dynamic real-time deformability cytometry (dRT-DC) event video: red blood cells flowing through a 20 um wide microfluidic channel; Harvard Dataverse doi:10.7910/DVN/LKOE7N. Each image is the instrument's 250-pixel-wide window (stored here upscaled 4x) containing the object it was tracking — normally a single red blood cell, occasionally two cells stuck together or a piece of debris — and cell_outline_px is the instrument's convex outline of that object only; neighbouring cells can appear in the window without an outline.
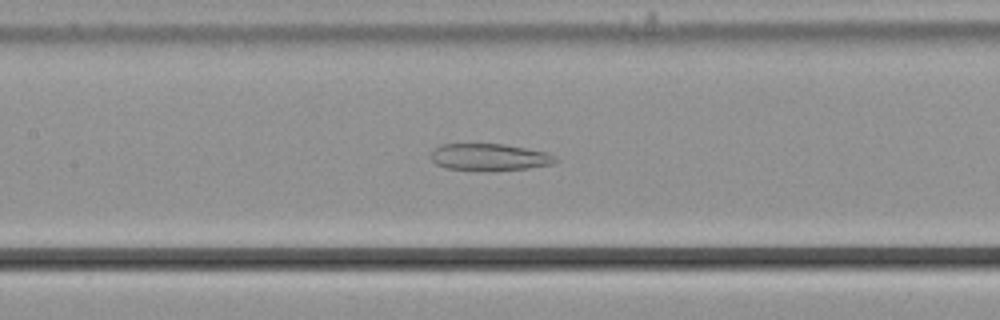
{"species": "common noctule bat (a hibernating species)", "species_latin": "Nyctalus noctula", "temperature_condition": "cold", "stored_images_in_passage": 41, "camera_frame_rate_fps": 3000, "um_per_image_px": 0.085, "animal": {"sex": "male", "body_mass_g": 21.5, "forearm_length_mm": 52.0}, "frame": {"image": 1, "passage_image": 12, "time_ms": 3.667, "image_size_px": [1000, 320], "cell_outline_px": [[556, 160], [552, 164], [528, 168], [444, 168], [436, 164], [428, 156], [440, 144], [504, 144], [548, 152], [556, 156]], "centroid_in_image_um": [41.59, 13.31], "position_along_channel_um": 165.8, "area_um2": 18.73}}
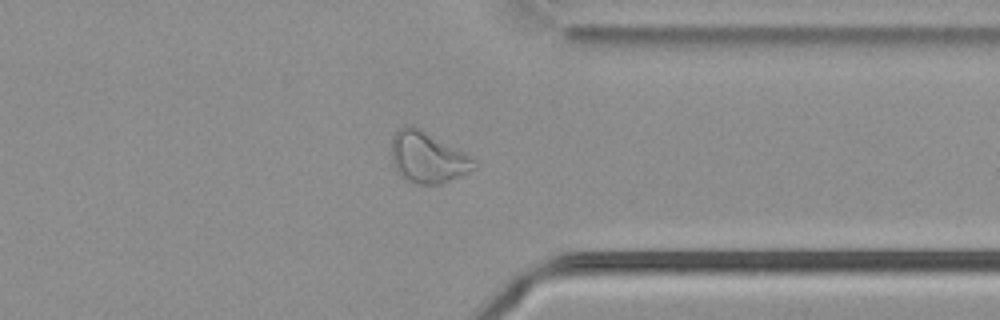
{"frame": {"image": 2, "passage_image": 29, "time_ms": 9.333, "image_size_px": [1000, 320], "cell_outline_px": [[480, 164], [476, 168], [460, 176], [440, 184], [416, 184], [404, 180], [396, 172], [392, 164], [392, 136], [404, 124], [412, 124], [476, 160]], "centroid_in_image_um": [36.31, 13.4], "position_along_channel_um": 375.1, "area_um2": 24.62}}
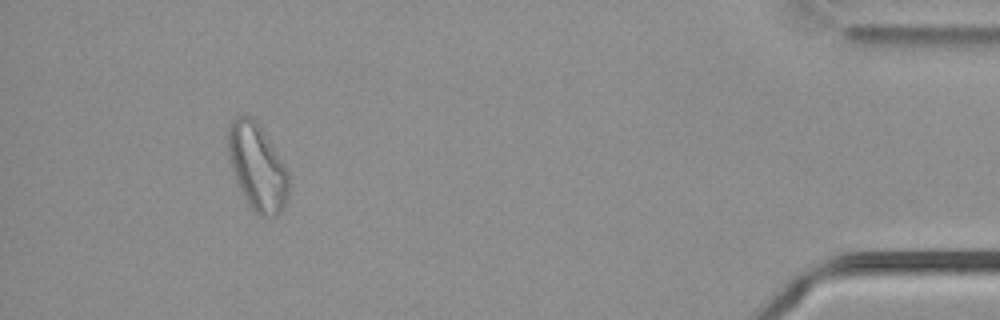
{"frame": {"image": 3, "passage_image": 37, "time_ms": 12.0, "image_size_px": [1000, 320], "cell_outline_px": [[288, 196], [284, 208], [276, 216], [260, 216], [252, 212], [236, 180], [228, 160], [228, 124], [236, 116], [252, 116], [256, 120], [288, 172]], "centroid_in_image_um": [21.84, 14.22], "position_along_channel_um": 413.4, "area_um2": 30.4}}